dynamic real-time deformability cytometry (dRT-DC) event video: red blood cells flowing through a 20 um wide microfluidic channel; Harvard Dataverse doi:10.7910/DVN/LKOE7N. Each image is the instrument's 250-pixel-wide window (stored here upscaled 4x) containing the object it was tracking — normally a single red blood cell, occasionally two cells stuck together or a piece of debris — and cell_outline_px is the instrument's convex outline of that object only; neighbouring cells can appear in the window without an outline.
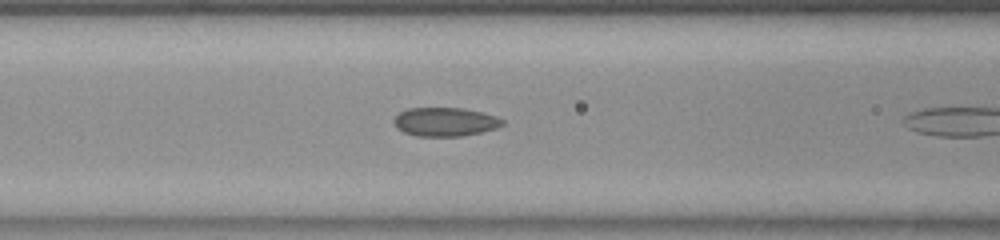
{"species": "common noctule bat (a hibernating species)", "species_latin": "Nyctalus noctula", "temperature_condition": "room temperature", "stored_images_in_passage": 9, "camera_frame_rate_fps": 3000, "um_per_image_px": 0.085, "animal": {"sex": "female", "body_mass_g": 23.0, "forearm_length_mm": 53.4}, "frame": {"image": 1, "passage_image": 8, "time_ms": 2.333, "image_size_px": [1000, 240], "cell_outline_px": [[504, 124], [496, 128], [480, 132], [460, 136], [416, 136], [404, 132], [396, 124], [396, 116], [400, 112], [408, 108], [464, 108], [484, 112], [496, 116], [504, 120]], "centroid_in_image_um": [37.89, 10.35], "position_along_channel_um": 128.7, "area_um2": 17.98}}